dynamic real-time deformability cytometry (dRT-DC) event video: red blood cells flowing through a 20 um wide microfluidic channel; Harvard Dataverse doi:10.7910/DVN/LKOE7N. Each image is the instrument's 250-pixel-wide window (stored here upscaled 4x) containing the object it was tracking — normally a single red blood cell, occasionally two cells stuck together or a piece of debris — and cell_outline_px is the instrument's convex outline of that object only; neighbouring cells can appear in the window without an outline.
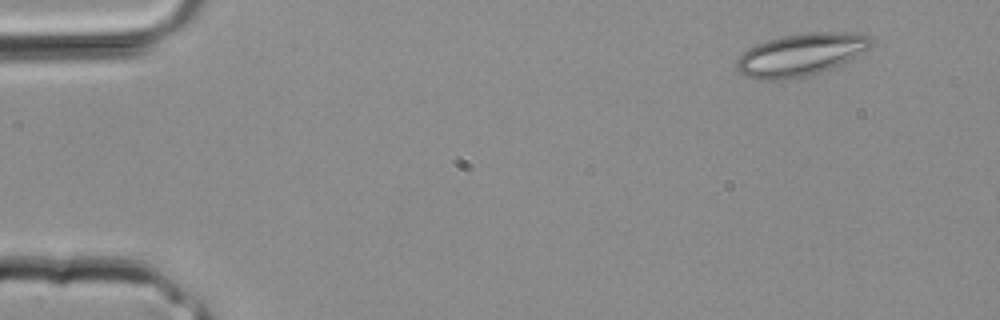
{"species": "common noctule bat (a hibernating species)", "species_latin": "Nyctalus noctula", "temperature_condition": "room temperature", "stored_images_in_passage": 3, "camera_frame_rate_fps": 3000, "um_per_image_px": 0.085, "animal": {"sex": "male", "body_mass_g": 20.4}, "frame": {"image": 1, "passage_image": 3, "time_ms": 0.667, "image_size_px": [1000, 320], "cell_outline_px": [[876, 44], [848, 60], [832, 68], [808, 76], [784, 80], [764, 80], [744, 76], [736, 68], [736, 60], [748, 48], [756, 44], [768, 40], [784, 36], [808, 32], [844, 32], [868, 36], [876, 40]], "centroid_in_image_um": [68.07, 4.65], "position_along_channel_um": 16.9, "area_um2": 33.23}}